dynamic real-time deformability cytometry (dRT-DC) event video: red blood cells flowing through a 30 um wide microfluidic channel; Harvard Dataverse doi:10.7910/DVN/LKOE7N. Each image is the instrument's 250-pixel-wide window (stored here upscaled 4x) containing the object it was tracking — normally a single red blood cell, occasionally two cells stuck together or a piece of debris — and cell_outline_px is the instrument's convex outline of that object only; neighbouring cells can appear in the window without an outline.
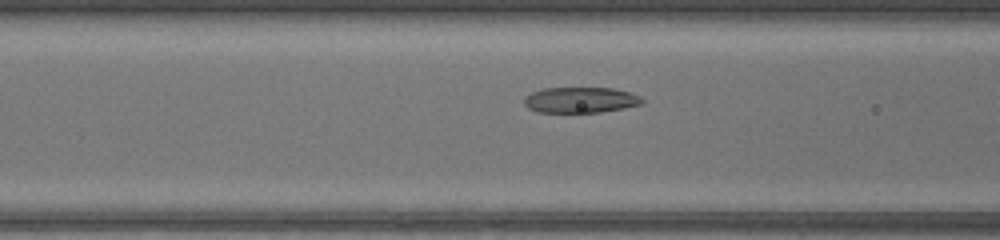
{"species": "common noctule bat (a hibernating species)", "species_latin": "Nyctalus noctula", "temperature_condition": "warm", "stored_images_in_passage": 41, "camera_frame_rate_fps": 3000, "um_per_image_px": 0.085, "animal": {"sex": "female", "body_mass_g": 17.0, "forearm_length_mm": 48.0}, "frame": {"image": 1, "passage_image": 12, "time_ms": 3.667, "image_size_px": [1000, 240], "cell_outline_px": [[644, 100], [640, 104], [624, 108], [600, 112], [536, 112], [528, 108], [524, 104], [524, 96], [532, 92], [544, 88], [612, 88], [628, 92], [640, 96]], "centroid_in_image_um": [49.3, 8.5], "position_along_channel_um": 117.3, "area_um2": 17.63}}
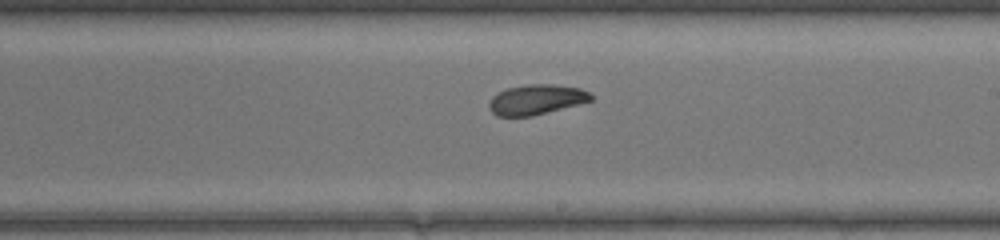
{"frame": {"image": 2, "passage_image": 21, "time_ms": 6.667, "image_size_px": [1000, 240], "cell_outline_px": [[592, 100], [532, 116], [496, 116], [488, 108], [488, 104], [492, 96], [508, 88], [528, 84], [552, 84], [580, 88], [588, 92], [592, 96]], "centroid_in_image_um": [45.55, 8.46], "position_along_channel_um": 243.5, "area_um2": 17.63}}
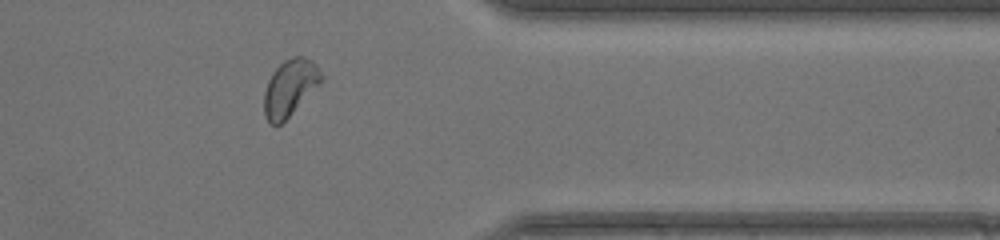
{"frame": {"image": 3, "passage_image": 32, "time_ms": 10.333, "image_size_px": [1000, 240], "cell_outline_px": [[324, 80], [276, 128], [268, 124], [264, 116], [264, 92], [268, 80], [272, 72], [284, 60], [292, 56], [304, 56], [312, 60], [316, 64], [324, 76]], "centroid_in_image_um": [24.63, 7.46], "position_along_channel_um": 386.8, "area_um2": 19.02}, "authors_computed_cell_mechanics": {"area_um2": 18.4382, "velocity_mm_per_s": 4.2144, "shape_relaxation_time_tau1_ms": 2.5944, "shape_relaxation_time_tau2_ms": 1.99, "deformation_change_tau1": 0.1203, "deformation_change_tau2": 0.0723}}